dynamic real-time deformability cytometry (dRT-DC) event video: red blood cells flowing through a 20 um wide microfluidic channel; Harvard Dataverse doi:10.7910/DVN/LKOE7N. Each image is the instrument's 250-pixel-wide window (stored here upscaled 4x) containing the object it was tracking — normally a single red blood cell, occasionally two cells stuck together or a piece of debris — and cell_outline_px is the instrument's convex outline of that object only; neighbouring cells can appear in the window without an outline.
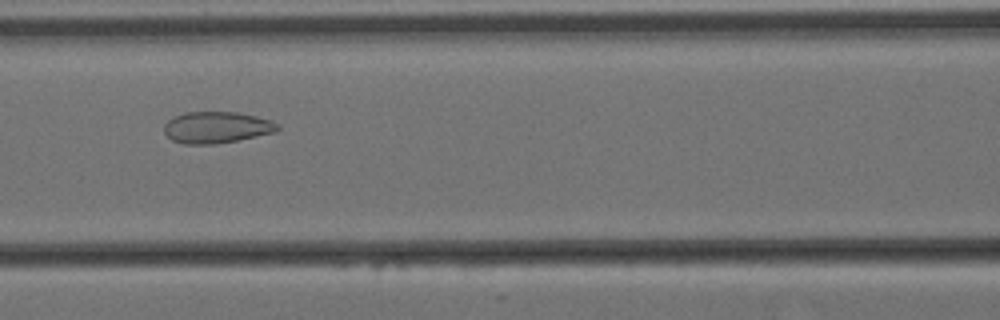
{"species": "Egyptian fruit bat (a non-hibernating species)", "species_latin": "Rousettus aegyptiacus", "temperature_condition": "cold", "stored_images_in_passage": 53, "camera_frame_rate_fps": 3000, "um_per_image_px": 0.085, "animal": {"sex": "female"}, "frame": {"image": 1, "passage_image": 24, "time_ms": 7.667, "image_size_px": [1000, 320], "cell_outline_px": [[280, 128], [276, 132], [216, 144], [184, 144], [172, 140], [164, 132], [164, 124], [168, 120], [184, 112], [236, 112], [256, 116], [272, 120], [280, 124]], "centroid_in_image_um": [18.43, 10.82], "position_along_channel_um": 148.2, "area_um2": 20.87}}
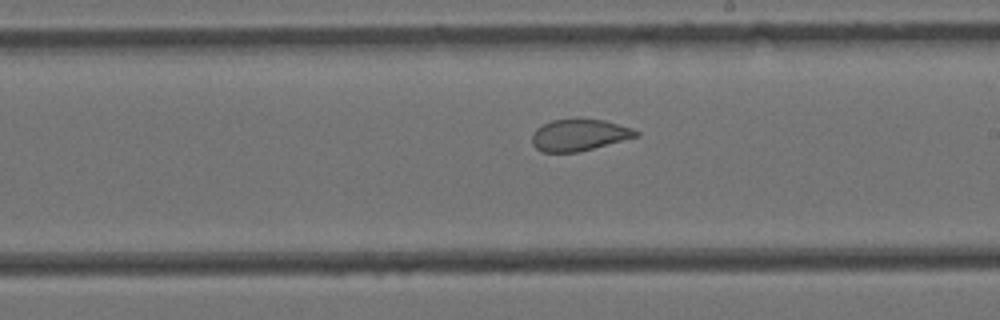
{"frame": {"image": 2, "passage_image": 32, "time_ms": 10.333, "image_size_px": [1000, 320], "cell_outline_px": [[640, 136], [580, 152], [540, 152], [532, 144], [532, 132], [536, 128], [552, 120], [604, 120], [632, 128], [640, 132]], "centroid_in_image_um": [49.24, 11.5], "position_along_channel_um": 239.8, "area_um2": 19.13}}
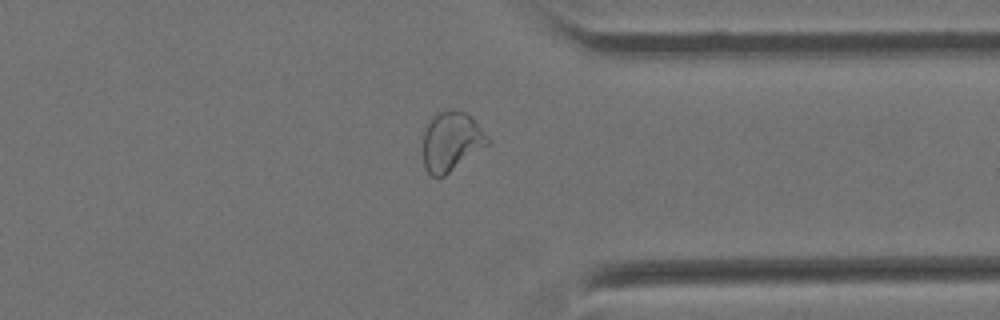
{"frame": {"image": 3, "passage_image": 44, "time_ms": 14.333, "image_size_px": [1000, 320], "cell_outline_px": [[492, 140], [488, 144], [444, 176], [432, 176], [424, 168], [424, 128], [432, 116], [436, 112], [448, 108], [456, 108], [472, 116]], "centroid_in_image_um": [38.37, 11.96], "position_along_channel_um": 373.0, "area_um2": 22.6}, "authors_computed_cell_mechanics": {"area_um2": 23.1778, "velocity_mm_per_s": 3.4519, "shape_relaxation_time_tau1_ms": null, "shape_relaxation_time_tau2_ms": 0.9725, "deformation_change_tau1": null, "deformation_change_tau2": 0.0629}}